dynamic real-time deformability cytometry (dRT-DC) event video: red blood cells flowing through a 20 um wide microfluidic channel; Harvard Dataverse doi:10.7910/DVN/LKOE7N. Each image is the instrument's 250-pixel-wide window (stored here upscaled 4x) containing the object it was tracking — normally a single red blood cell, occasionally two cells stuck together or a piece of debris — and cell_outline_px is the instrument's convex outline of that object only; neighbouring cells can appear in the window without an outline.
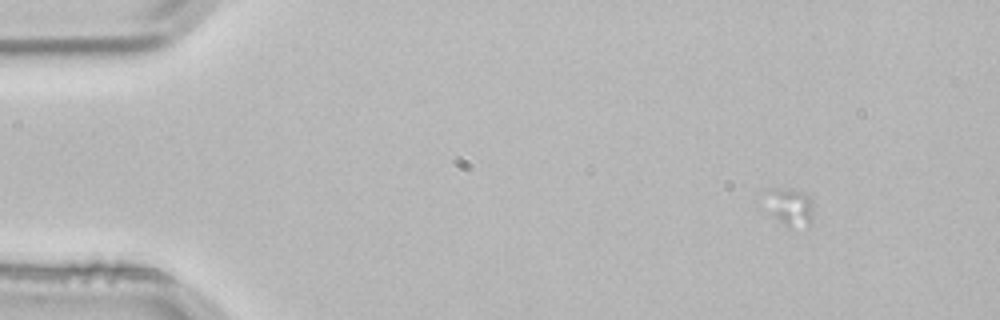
{"species": "common noctule bat (a hibernating species)", "species_latin": "Nyctalus noctula", "temperature_condition": "room temperature", "stored_images_in_passage": 4, "camera_frame_rate_fps": 3000, "um_per_image_px": 0.085, "animal": {"sex": "male", "body_mass_g": 21.5, "forearm_length_mm": 52.0}, "frame": {"image": 1, "passage_image": 2, "time_ms": 0.333, "image_size_px": [1000, 320], "cell_outline_px": [[812, 220], [808, 224], [788, 228], [772, 212], [764, 188], [792, 188], [804, 192], [812, 200]], "centroid_in_image_um": [67.18, 17.52], "position_along_channel_um": 17.8, "area_um2": 10.23}}